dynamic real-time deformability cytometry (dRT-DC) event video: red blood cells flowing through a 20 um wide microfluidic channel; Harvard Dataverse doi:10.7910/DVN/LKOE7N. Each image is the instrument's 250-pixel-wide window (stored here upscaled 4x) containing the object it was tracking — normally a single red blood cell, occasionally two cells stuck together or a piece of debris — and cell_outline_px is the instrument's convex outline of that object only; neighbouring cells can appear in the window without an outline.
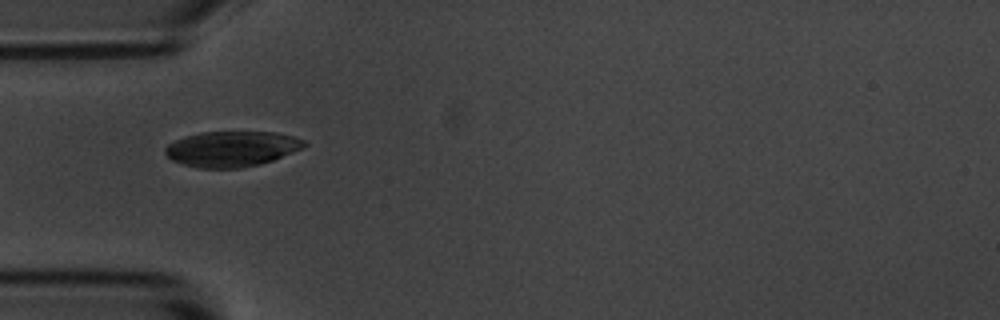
{"species": "common noctule bat (a hibernating species)", "species_latin": "Nyctalus noctula", "temperature_condition": "room temperature", "stored_images_in_passage": 55, "camera_frame_rate_fps": 3000, "um_per_image_px": 0.085, "animal": {"sex": "male", "body_mass_g": 20.1, "forearm_length_mm": 53.5}, "frame": {"image": 1, "passage_image": 17, "time_ms": 5.333, "image_size_px": [1000, 320], "cell_outline_px": [[308, 144], [292, 152], [272, 160], [260, 164], [240, 168], [196, 168], [172, 160], [164, 152], [164, 148], [168, 144], [184, 136], [200, 132], [276, 132], [292, 136], [304, 140]], "centroid_in_image_um": [19.66, 12.65], "position_along_channel_um": 65.3, "area_um2": 28.61}}
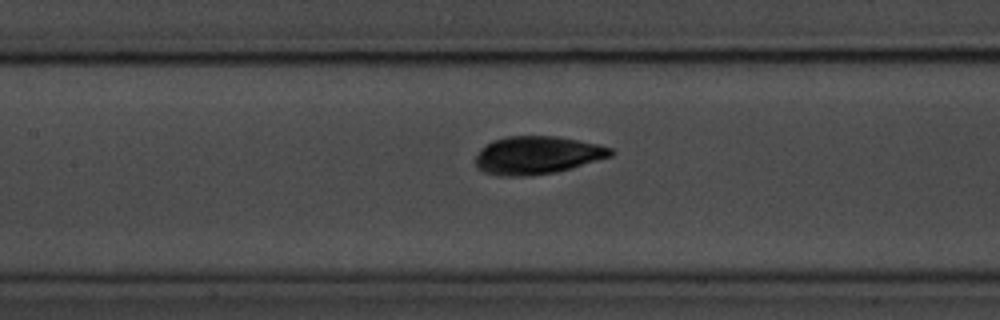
{"frame": {"image": 2, "passage_image": 25, "time_ms": 8.0, "image_size_px": [1000, 320], "cell_outline_px": [[616, 152], [612, 156], [572, 168], [556, 172], [532, 176], [496, 176], [484, 172], [476, 164], [476, 156], [480, 148], [484, 144], [492, 140], [508, 136], [556, 136], [600, 144], [612, 148]], "centroid_in_image_um": [45.67, 13.19], "position_along_channel_um": 161.7, "area_um2": 30.23}}
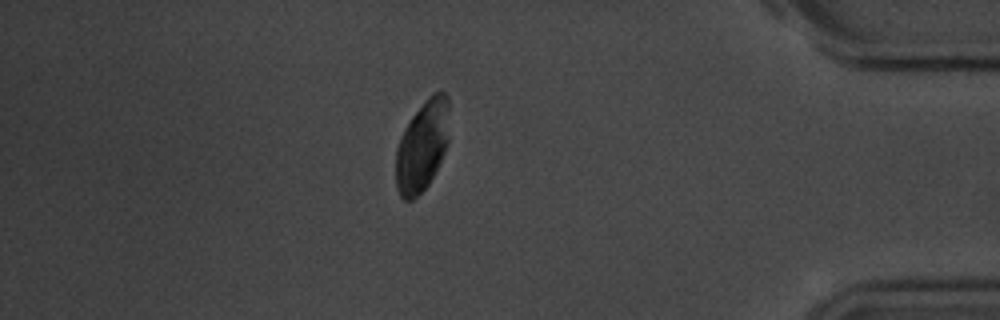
{"frame": {"image": 3, "passage_image": 48, "time_ms": 15.667, "image_size_px": [1000, 320], "cell_outline_px": [[448, 140], [444, 152], [428, 184], [412, 200], [404, 200], [400, 196], [396, 188], [396, 148], [400, 136], [404, 128], [412, 116], [428, 96], [432, 92], [444, 92], [448, 96]], "centroid_in_image_um": [35.87, 12.38], "position_along_channel_um": 399.3, "area_um2": 28.03}}